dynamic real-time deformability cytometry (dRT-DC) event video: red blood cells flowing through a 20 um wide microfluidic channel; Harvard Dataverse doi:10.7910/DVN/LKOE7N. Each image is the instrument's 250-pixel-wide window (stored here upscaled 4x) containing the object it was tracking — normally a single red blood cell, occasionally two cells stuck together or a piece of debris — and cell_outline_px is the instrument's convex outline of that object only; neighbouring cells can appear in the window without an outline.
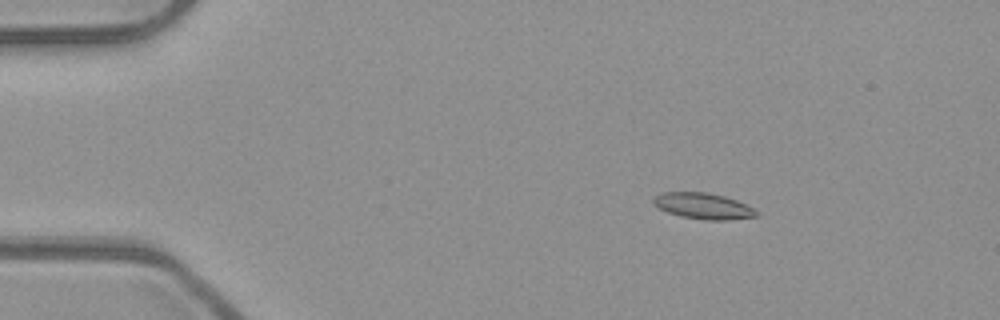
{"species": "common noctule bat (a hibernating species)", "species_latin": "Nyctalus noctula", "temperature_condition": "room temperature", "stored_images_in_passage": 53, "camera_frame_rate_fps": 3000, "um_per_image_px": 0.085, "animal": {"sex": "male", "body_mass_g": 23.1, "forearm_length_mm": 52.7}, "frame": {"image": 1, "passage_image": 9, "time_ms": 2.667, "image_size_px": [1000, 320], "cell_outline_px": [[760, 216], [728, 220], [704, 220], [680, 216], [668, 212], [660, 208], [652, 200], [656, 196], [664, 192], [708, 192], [724, 196], [736, 200], [752, 208]], "centroid_in_image_um": [59.79, 17.51], "position_along_channel_um": 25.2, "area_um2": 15.43}}
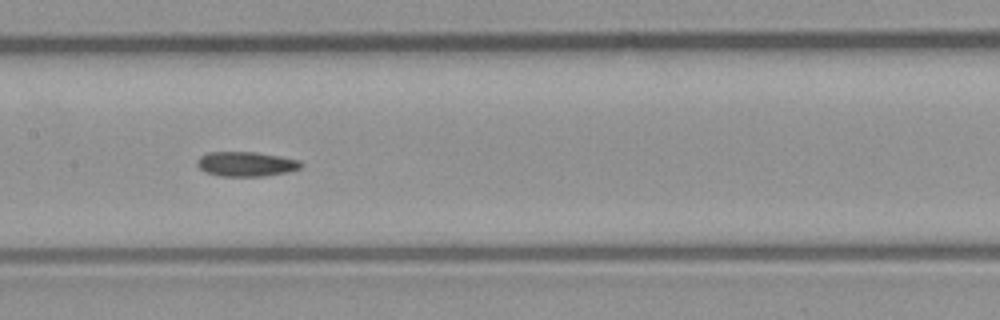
{"frame": {"image": 2, "passage_image": 27, "time_ms": 8.667, "image_size_px": [1000, 320], "cell_outline_px": [[304, 164], [300, 168], [288, 172], [264, 176], [220, 176], [204, 172], [196, 164], [196, 160], [200, 156], [208, 152], [256, 152], [280, 156], [300, 160]], "centroid_in_image_um": [20.91, 13.94], "position_along_channel_um": 186.5, "area_um2": 15.09}}
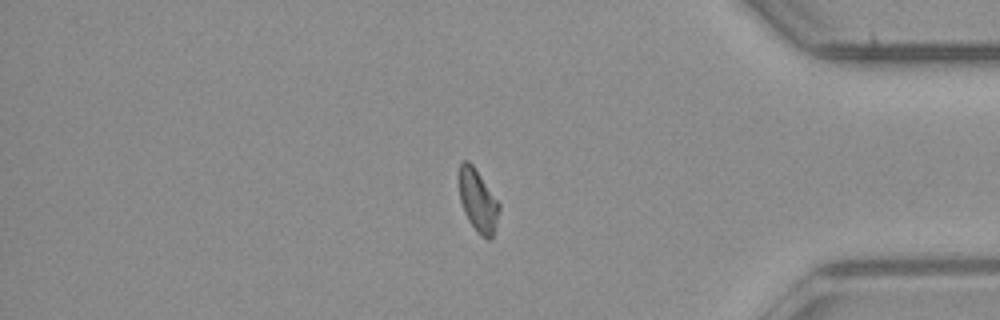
{"frame": {"image": 3, "passage_image": 45, "time_ms": 14.667, "image_size_px": [1000, 320], "cell_outline_px": [[500, 208], [492, 240], [488, 240], [480, 236], [476, 232], [468, 220], [464, 212], [460, 200], [456, 176], [460, 164], [464, 160], [468, 160], [472, 164], [500, 204]], "centroid_in_image_um": [40.58, 17.06], "position_along_channel_um": 394.6, "area_um2": 14.97}, "authors_computed_cell_mechanics": {"area_um2": 15.1436, "velocity_mm_per_s": 3.9376, "shape_relaxation_time_tau1_ms": null, "shape_relaxation_time_tau2_ms": 2.5544, "deformation_change_tau1": null, "deformation_change_tau2": 0.0851}}